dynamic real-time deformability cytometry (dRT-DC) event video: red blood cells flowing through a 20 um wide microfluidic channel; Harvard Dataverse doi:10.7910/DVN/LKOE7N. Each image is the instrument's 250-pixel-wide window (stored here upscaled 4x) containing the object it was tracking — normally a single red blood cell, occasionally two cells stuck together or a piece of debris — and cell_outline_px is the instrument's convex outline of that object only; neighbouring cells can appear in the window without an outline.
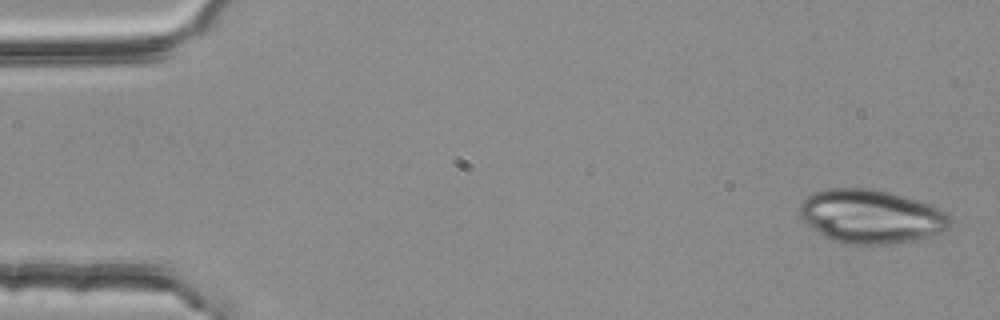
{"species": "common noctule bat (a hibernating species)", "species_latin": "Nyctalus noctula", "temperature_condition": "room temperature", "stored_images_in_passage": 5, "segment_of_instrument_passage": [2, 2], "camera_frame_rate_fps": 3000, "um_per_image_px": 0.085, "animal": {"sex": "female", "body_mass_g": 25.1}, "frame": {"image": 1, "passage_image": 5, "time_ms": 1.333, "image_size_px": [1000, 320], "cell_outline_px": [[952, 224], [944, 232], [916, 240], [888, 244], [844, 244], [832, 240], [824, 236], [812, 228], [800, 216], [800, 204], [808, 196], [816, 192], [828, 188], [876, 188], [932, 204], [940, 208], [952, 220]], "centroid_in_image_um": [74.08, 18.4], "position_along_channel_um": 10.9, "area_um2": 47.34}}